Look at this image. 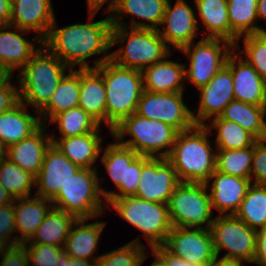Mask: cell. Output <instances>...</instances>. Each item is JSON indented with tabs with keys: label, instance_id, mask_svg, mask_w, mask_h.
I'll list each match as a JSON object with an SVG mask.
<instances>
[{
	"label": "cell",
	"instance_id": "obj_47",
	"mask_svg": "<svg viewBox=\"0 0 266 266\" xmlns=\"http://www.w3.org/2000/svg\"><path fill=\"white\" fill-rule=\"evenodd\" d=\"M9 81L10 79L0 87V114L12 109L20 102L18 88Z\"/></svg>",
	"mask_w": 266,
	"mask_h": 266
},
{
	"label": "cell",
	"instance_id": "obj_14",
	"mask_svg": "<svg viewBox=\"0 0 266 266\" xmlns=\"http://www.w3.org/2000/svg\"><path fill=\"white\" fill-rule=\"evenodd\" d=\"M179 183L174 167L166 158L143 156L140 180L134 196L149 202L168 204Z\"/></svg>",
	"mask_w": 266,
	"mask_h": 266
},
{
	"label": "cell",
	"instance_id": "obj_45",
	"mask_svg": "<svg viewBox=\"0 0 266 266\" xmlns=\"http://www.w3.org/2000/svg\"><path fill=\"white\" fill-rule=\"evenodd\" d=\"M17 232L15 225L14 202L0 206V238L10 242V245L17 244V236L11 240V234Z\"/></svg>",
	"mask_w": 266,
	"mask_h": 266
},
{
	"label": "cell",
	"instance_id": "obj_26",
	"mask_svg": "<svg viewBox=\"0 0 266 266\" xmlns=\"http://www.w3.org/2000/svg\"><path fill=\"white\" fill-rule=\"evenodd\" d=\"M78 106L100 125L106 122V88L97 68L80 69V97Z\"/></svg>",
	"mask_w": 266,
	"mask_h": 266
},
{
	"label": "cell",
	"instance_id": "obj_53",
	"mask_svg": "<svg viewBox=\"0 0 266 266\" xmlns=\"http://www.w3.org/2000/svg\"><path fill=\"white\" fill-rule=\"evenodd\" d=\"M210 266H243L242 262L235 261V260H227V259H222L220 258L218 260V257H216Z\"/></svg>",
	"mask_w": 266,
	"mask_h": 266
},
{
	"label": "cell",
	"instance_id": "obj_10",
	"mask_svg": "<svg viewBox=\"0 0 266 266\" xmlns=\"http://www.w3.org/2000/svg\"><path fill=\"white\" fill-rule=\"evenodd\" d=\"M210 231L216 257L220 251L229 252L222 259L252 263L256 251V230L250 228L235 215H219L214 218Z\"/></svg>",
	"mask_w": 266,
	"mask_h": 266
},
{
	"label": "cell",
	"instance_id": "obj_19",
	"mask_svg": "<svg viewBox=\"0 0 266 266\" xmlns=\"http://www.w3.org/2000/svg\"><path fill=\"white\" fill-rule=\"evenodd\" d=\"M55 21L51 0H14L11 4L10 23L26 31H37L36 41L43 45V40L49 33L52 23Z\"/></svg>",
	"mask_w": 266,
	"mask_h": 266
},
{
	"label": "cell",
	"instance_id": "obj_24",
	"mask_svg": "<svg viewBox=\"0 0 266 266\" xmlns=\"http://www.w3.org/2000/svg\"><path fill=\"white\" fill-rule=\"evenodd\" d=\"M26 104L20 101L12 109L0 114V143L5 149L29 137L46 123L30 115Z\"/></svg>",
	"mask_w": 266,
	"mask_h": 266
},
{
	"label": "cell",
	"instance_id": "obj_36",
	"mask_svg": "<svg viewBox=\"0 0 266 266\" xmlns=\"http://www.w3.org/2000/svg\"><path fill=\"white\" fill-rule=\"evenodd\" d=\"M209 120L210 126L205 127L211 131L217 129L216 150H235L245 147H252L258 141L251 133L239 124L221 119L219 116Z\"/></svg>",
	"mask_w": 266,
	"mask_h": 266
},
{
	"label": "cell",
	"instance_id": "obj_20",
	"mask_svg": "<svg viewBox=\"0 0 266 266\" xmlns=\"http://www.w3.org/2000/svg\"><path fill=\"white\" fill-rule=\"evenodd\" d=\"M231 53L226 66L233 77L234 98L237 101L266 106V80L246 60L238 59V54ZM238 67H237V66Z\"/></svg>",
	"mask_w": 266,
	"mask_h": 266
},
{
	"label": "cell",
	"instance_id": "obj_49",
	"mask_svg": "<svg viewBox=\"0 0 266 266\" xmlns=\"http://www.w3.org/2000/svg\"><path fill=\"white\" fill-rule=\"evenodd\" d=\"M252 263L266 266V228L256 232V251Z\"/></svg>",
	"mask_w": 266,
	"mask_h": 266
},
{
	"label": "cell",
	"instance_id": "obj_29",
	"mask_svg": "<svg viewBox=\"0 0 266 266\" xmlns=\"http://www.w3.org/2000/svg\"><path fill=\"white\" fill-rule=\"evenodd\" d=\"M14 199L15 225L21 237H17V244L28 242L35 234L39 225L44 221L45 216L53 207L51 200L35 195ZM20 201L19 204L16 203ZM49 206L47 203H49ZM16 203V204H15ZM47 205V206H46Z\"/></svg>",
	"mask_w": 266,
	"mask_h": 266
},
{
	"label": "cell",
	"instance_id": "obj_39",
	"mask_svg": "<svg viewBox=\"0 0 266 266\" xmlns=\"http://www.w3.org/2000/svg\"><path fill=\"white\" fill-rule=\"evenodd\" d=\"M50 122H58L60 138L84 135L100 127V124L79 106L58 113Z\"/></svg>",
	"mask_w": 266,
	"mask_h": 266
},
{
	"label": "cell",
	"instance_id": "obj_28",
	"mask_svg": "<svg viewBox=\"0 0 266 266\" xmlns=\"http://www.w3.org/2000/svg\"><path fill=\"white\" fill-rule=\"evenodd\" d=\"M100 129L84 135L60 138V141L51 136L54 144L71 162L80 168L94 169L93 164L102 152V137L98 135Z\"/></svg>",
	"mask_w": 266,
	"mask_h": 266
},
{
	"label": "cell",
	"instance_id": "obj_3",
	"mask_svg": "<svg viewBox=\"0 0 266 266\" xmlns=\"http://www.w3.org/2000/svg\"><path fill=\"white\" fill-rule=\"evenodd\" d=\"M211 132L205 125H194L178 133L166 159L180 182L206 183L216 170V150L213 152L208 139Z\"/></svg>",
	"mask_w": 266,
	"mask_h": 266
},
{
	"label": "cell",
	"instance_id": "obj_5",
	"mask_svg": "<svg viewBox=\"0 0 266 266\" xmlns=\"http://www.w3.org/2000/svg\"><path fill=\"white\" fill-rule=\"evenodd\" d=\"M112 26L111 46L126 44L111 54V60L122 67L143 71L146 67L168 58L169 45L158 30Z\"/></svg>",
	"mask_w": 266,
	"mask_h": 266
},
{
	"label": "cell",
	"instance_id": "obj_12",
	"mask_svg": "<svg viewBox=\"0 0 266 266\" xmlns=\"http://www.w3.org/2000/svg\"><path fill=\"white\" fill-rule=\"evenodd\" d=\"M101 161L121 194L107 192V198H120L136 194L143 166V156L119 143H110Z\"/></svg>",
	"mask_w": 266,
	"mask_h": 266
},
{
	"label": "cell",
	"instance_id": "obj_30",
	"mask_svg": "<svg viewBox=\"0 0 266 266\" xmlns=\"http://www.w3.org/2000/svg\"><path fill=\"white\" fill-rule=\"evenodd\" d=\"M87 220L88 219L81 218L75 221V229H73L74 226H72L63 249L66 254L72 258L84 260L92 258V262H96L100 257L96 256L93 258L91 256H93V253H95L97 249L105 222L85 224Z\"/></svg>",
	"mask_w": 266,
	"mask_h": 266
},
{
	"label": "cell",
	"instance_id": "obj_37",
	"mask_svg": "<svg viewBox=\"0 0 266 266\" xmlns=\"http://www.w3.org/2000/svg\"><path fill=\"white\" fill-rule=\"evenodd\" d=\"M230 30L239 38L244 35L266 32L255 26L258 0H227Z\"/></svg>",
	"mask_w": 266,
	"mask_h": 266
},
{
	"label": "cell",
	"instance_id": "obj_4",
	"mask_svg": "<svg viewBox=\"0 0 266 266\" xmlns=\"http://www.w3.org/2000/svg\"><path fill=\"white\" fill-rule=\"evenodd\" d=\"M70 68L53 55L44 45L20 70V101L35 107L37 115L48 105L59 81Z\"/></svg>",
	"mask_w": 266,
	"mask_h": 266
},
{
	"label": "cell",
	"instance_id": "obj_11",
	"mask_svg": "<svg viewBox=\"0 0 266 266\" xmlns=\"http://www.w3.org/2000/svg\"><path fill=\"white\" fill-rule=\"evenodd\" d=\"M232 47L235 45L225 39L202 38L195 45L190 43L182 48L180 51L190 58L189 69H185V79L192 81L197 90L207 85L226 65L229 55L235 51Z\"/></svg>",
	"mask_w": 266,
	"mask_h": 266
},
{
	"label": "cell",
	"instance_id": "obj_13",
	"mask_svg": "<svg viewBox=\"0 0 266 266\" xmlns=\"http://www.w3.org/2000/svg\"><path fill=\"white\" fill-rule=\"evenodd\" d=\"M136 113L167 123L179 132L195 125L192 111L183 102V92L155 93L143 90Z\"/></svg>",
	"mask_w": 266,
	"mask_h": 266
},
{
	"label": "cell",
	"instance_id": "obj_35",
	"mask_svg": "<svg viewBox=\"0 0 266 266\" xmlns=\"http://www.w3.org/2000/svg\"><path fill=\"white\" fill-rule=\"evenodd\" d=\"M234 215L256 231L266 228V185L251 184Z\"/></svg>",
	"mask_w": 266,
	"mask_h": 266
},
{
	"label": "cell",
	"instance_id": "obj_1",
	"mask_svg": "<svg viewBox=\"0 0 266 266\" xmlns=\"http://www.w3.org/2000/svg\"><path fill=\"white\" fill-rule=\"evenodd\" d=\"M56 25L54 21L43 45L70 69L77 64L80 69L92 68L86 59L106 53L112 47V22L109 16L98 22L74 24L61 29Z\"/></svg>",
	"mask_w": 266,
	"mask_h": 266
},
{
	"label": "cell",
	"instance_id": "obj_46",
	"mask_svg": "<svg viewBox=\"0 0 266 266\" xmlns=\"http://www.w3.org/2000/svg\"><path fill=\"white\" fill-rule=\"evenodd\" d=\"M2 256L0 266H30L24 244L12 245Z\"/></svg>",
	"mask_w": 266,
	"mask_h": 266
},
{
	"label": "cell",
	"instance_id": "obj_55",
	"mask_svg": "<svg viewBox=\"0 0 266 266\" xmlns=\"http://www.w3.org/2000/svg\"><path fill=\"white\" fill-rule=\"evenodd\" d=\"M257 18H261V19L266 20V0H258Z\"/></svg>",
	"mask_w": 266,
	"mask_h": 266
},
{
	"label": "cell",
	"instance_id": "obj_32",
	"mask_svg": "<svg viewBox=\"0 0 266 266\" xmlns=\"http://www.w3.org/2000/svg\"><path fill=\"white\" fill-rule=\"evenodd\" d=\"M77 219L73 214L52 207L33 237L25 243L49 244L63 248Z\"/></svg>",
	"mask_w": 266,
	"mask_h": 266
},
{
	"label": "cell",
	"instance_id": "obj_17",
	"mask_svg": "<svg viewBox=\"0 0 266 266\" xmlns=\"http://www.w3.org/2000/svg\"><path fill=\"white\" fill-rule=\"evenodd\" d=\"M81 168L71 162L54 144L46 150L43 164L36 176L37 196L51 200L59 189Z\"/></svg>",
	"mask_w": 266,
	"mask_h": 266
},
{
	"label": "cell",
	"instance_id": "obj_31",
	"mask_svg": "<svg viewBox=\"0 0 266 266\" xmlns=\"http://www.w3.org/2000/svg\"><path fill=\"white\" fill-rule=\"evenodd\" d=\"M203 25L209 31L205 38H221L238 47L239 38L230 30L227 0H195Z\"/></svg>",
	"mask_w": 266,
	"mask_h": 266
},
{
	"label": "cell",
	"instance_id": "obj_18",
	"mask_svg": "<svg viewBox=\"0 0 266 266\" xmlns=\"http://www.w3.org/2000/svg\"><path fill=\"white\" fill-rule=\"evenodd\" d=\"M193 11L184 0H177L173 7L168 0L161 23V25L166 26L164 31L158 30L166 43H170L181 50L193 42L199 29Z\"/></svg>",
	"mask_w": 266,
	"mask_h": 266
},
{
	"label": "cell",
	"instance_id": "obj_15",
	"mask_svg": "<svg viewBox=\"0 0 266 266\" xmlns=\"http://www.w3.org/2000/svg\"><path fill=\"white\" fill-rule=\"evenodd\" d=\"M172 227L163 246L187 262L211 264L216 258L210 229Z\"/></svg>",
	"mask_w": 266,
	"mask_h": 266
},
{
	"label": "cell",
	"instance_id": "obj_54",
	"mask_svg": "<svg viewBox=\"0 0 266 266\" xmlns=\"http://www.w3.org/2000/svg\"><path fill=\"white\" fill-rule=\"evenodd\" d=\"M14 198L0 184V206L13 203Z\"/></svg>",
	"mask_w": 266,
	"mask_h": 266
},
{
	"label": "cell",
	"instance_id": "obj_27",
	"mask_svg": "<svg viewBox=\"0 0 266 266\" xmlns=\"http://www.w3.org/2000/svg\"><path fill=\"white\" fill-rule=\"evenodd\" d=\"M9 28L12 26L0 27V65L13 76V71L19 67L21 70L40 47L35 49L34 44L22 37L20 32L27 33L26 30L14 27V31H3Z\"/></svg>",
	"mask_w": 266,
	"mask_h": 266
},
{
	"label": "cell",
	"instance_id": "obj_25",
	"mask_svg": "<svg viewBox=\"0 0 266 266\" xmlns=\"http://www.w3.org/2000/svg\"><path fill=\"white\" fill-rule=\"evenodd\" d=\"M185 65L173 60H162L142 71L143 90L155 93L183 92Z\"/></svg>",
	"mask_w": 266,
	"mask_h": 266
},
{
	"label": "cell",
	"instance_id": "obj_23",
	"mask_svg": "<svg viewBox=\"0 0 266 266\" xmlns=\"http://www.w3.org/2000/svg\"><path fill=\"white\" fill-rule=\"evenodd\" d=\"M167 2L168 0H119L113 14L109 15L110 21L112 26H126L120 17L123 12L149 22L146 24V21L138 22L132 19L130 27L159 30L158 26H161Z\"/></svg>",
	"mask_w": 266,
	"mask_h": 266
},
{
	"label": "cell",
	"instance_id": "obj_48",
	"mask_svg": "<svg viewBox=\"0 0 266 266\" xmlns=\"http://www.w3.org/2000/svg\"><path fill=\"white\" fill-rule=\"evenodd\" d=\"M152 255L157 256L165 266H210V264H196L187 262L168 251L163 245L151 249Z\"/></svg>",
	"mask_w": 266,
	"mask_h": 266
},
{
	"label": "cell",
	"instance_id": "obj_33",
	"mask_svg": "<svg viewBox=\"0 0 266 266\" xmlns=\"http://www.w3.org/2000/svg\"><path fill=\"white\" fill-rule=\"evenodd\" d=\"M265 115L266 106H256L233 100L225 107L219 117L239 124L257 140H266Z\"/></svg>",
	"mask_w": 266,
	"mask_h": 266
},
{
	"label": "cell",
	"instance_id": "obj_42",
	"mask_svg": "<svg viewBox=\"0 0 266 266\" xmlns=\"http://www.w3.org/2000/svg\"><path fill=\"white\" fill-rule=\"evenodd\" d=\"M245 60L266 80V32L244 35Z\"/></svg>",
	"mask_w": 266,
	"mask_h": 266
},
{
	"label": "cell",
	"instance_id": "obj_59",
	"mask_svg": "<svg viewBox=\"0 0 266 266\" xmlns=\"http://www.w3.org/2000/svg\"><path fill=\"white\" fill-rule=\"evenodd\" d=\"M5 151L6 149L0 143V161L5 157Z\"/></svg>",
	"mask_w": 266,
	"mask_h": 266
},
{
	"label": "cell",
	"instance_id": "obj_56",
	"mask_svg": "<svg viewBox=\"0 0 266 266\" xmlns=\"http://www.w3.org/2000/svg\"><path fill=\"white\" fill-rule=\"evenodd\" d=\"M11 78L12 75L2 65H0V87Z\"/></svg>",
	"mask_w": 266,
	"mask_h": 266
},
{
	"label": "cell",
	"instance_id": "obj_16",
	"mask_svg": "<svg viewBox=\"0 0 266 266\" xmlns=\"http://www.w3.org/2000/svg\"><path fill=\"white\" fill-rule=\"evenodd\" d=\"M198 90H200L199 110L196 116L192 111V118L195 125H205L207 118L219 116L225 107L235 100L231 70L225 65L207 85Z\"/></svg>",
	"mask_w": 266,
	"mask_h": 266
},
{
	"label": "cell",
	"instance_id": "obj_2",
	"mask_svg": "<svg viewBox=\"0 0 266 266\" xmlns=\"http://www.w3.org/2000/svg\"><path fill=\"white\" fill-rule=\"evenodd\" d=\"M106 88V123L110 131L137 110L143 92L142 71L125 68L111 60V54L95 60Z\"/></svg>",
	"mask_w": 266,
	"mask_h": 266
},
{
	"label": "cell",
	"instance_id": "obj_7",
	"mask_svg": "<svg viewBox=\"0 0 266 266\" xmlns=\"http://www.w3.org/2000/svg\"><path fill=\"white\" fill-rule=\"evenodd\" d=\"M97 169L81 168L51 199L53 207L73 214L78 219H91L102 214V196L107 191L99 186Z\"/></svg>",
	"mask_w": 266,
	"mask_h": 266
},
{
	"label": "cell",
	"instance_id": "obj_50",
	"mask_svg": "<svg viewBox=\"0 0 266 266\" xmlns=\"http://www.w3.org/2000/svg\"><path fill=\"white\" fill-rule=\"evenodd\" d=\"M95 263L96 262L91 263L89 260L72 258L63 251L59 255V259L56 264L57 266H95Z\"/></svg>",
	"mask_w": 266,
	"mask_h": 266
},
{
	"label": "cell",
	"instance_id": "obj_52",
	"mask_svg": "<svg viewBox=\"0 0 266 266\" xmlns=\"http://www.w3.org/2000/svg\"><path fill=\"white\" fill-rule=\"evenodd\" d=\"M11 4L9 0H0V27L7 26L10 23Z\"/></svg>",
	"mask_w": 266,
	"mask_h": 266
},
{
	"label": "cell",
	"instance_id": "obj_40",
	"mask_svg": "<svg viewBox=\"0 0 266 266\" xmlns=\"http://www.w3.org/2000/svg\"><path fill=\"white\" fill-rule=\"evenodd\" d=\"M253 146L235 150H216V170L240 178L250 179Z\"/></svg>",
	"mask_w": 266,
	"mask_h": 266
},
{
	"label": "cell",
	"instance_id": "obj_41",
	"mask_svg": "<svg viewBox=\"0 0 266 266\" xmlns=\"http://www.w3.org/2000/svg\"><path fill=\"white\" fill-rule=\"evenodd\" d=\"M144 248L136 238L116 250L100 255L95 266H141L147 258Z\"/></svg>",
	"mask_w": 266,
	"mask_h": 266
},
{
	"label": "cell",
	"instance_id": "obj_38",
	"mask_svg": "<svg viewBox=\"0 0 266 266\" xmlns=\"http://www.w3.org/2000/svg\"><path fill=\"white\" fill-rule=\"evenodd\" d=\"M0 184L14 198L29 197L36 176L23 170L6 156L0 161Z\"/></svg>",
	"mask_w": 266,
	"mask_h": 266
},
{
	"label": "cell",
	"instance_id": "obj_6",
	"mask_svg": "<svg viewBox=\"0 0 266 266\" xmlns=\"http://www.w3.org/2000/svg\"><path fill=\"white\" fill-rule=\"evenodd\" d=\"M110 133L120 141L119 144L133 149L141 156L156 157L157 155V157L167 158L179 131L167 123L147 119L135 112L123 119ZM127 134L133 138L123 141ZM168 147V150L159 152Z\"/></svg>",
	"mask_w": 266,
	"mask_h": 266
},
{
	"label": "cell",
	"instance_id": "obj_44",
	"mask_svg": "<svg viewBox=\"0 0 266 266\" xmlns=\"http://www.w3.org/2000/svg\"><path fill=\"white\" fill-rule=\"evenodd\" d=\"M266 140H258L253 146V159L250 180L259 185H266ZM252 175V176H251Z\"/></svg>",
	"mask_w": 266,
	"mask_h": 266
},
{
	"label": "cell",
	"instance_id": "obj_22",
	"mask_svg": "<svg viewBox=\"0 0 266 266\" xmlns=\"http://www.w3.org/2000/svg\"><path fill=\"white\" fill-rule=\"evenodd\" d=\"M42 124L29 137L10 145L5 156L23 170L37 176L41 170L46 150L52 144L51 136L44 135L46 126Z\"/></svg>",
	"mask_w": 266,
	"mask_h": 266
},
{
	"label": "cell",
	"instance_id": "obj_57",
	"mask_svg": "<svg viewBox=\"0 0 266 266\" xmlns=\"http://www.w3.org/2000/svg\"><path fill=\"white\" fill-rule=\"evenodd\" d=\"M11 247L10 242L0 238V255L2 256Z\"/></svg>",
	"mask_w": 266,
	"mask_h": 266
},
{
	"label": "cell",
	"instance_id": "obj_8",
	"mask_svg": "<svg viewBox=\"0 0 266 266\" xmlns=\"http://www.w3.org/2000/svg\"><path fill=\"white\" fill-rule=\"evenodd\" d=\"M123 219L143 232L151 248L161 246L172 230L168 204L149 202L136 196L107 198Z\"/></svg>",
	"mask_w": 266,
	"mask_h": 266
},
{
	"label": "cell",
	"instance_id": "obj_58",
	"mask_svg": "<svg viewBox=\"0 0 266 266\" xmlns=\"http://www.w3.org/2000/svg\"><path fill=\"white\" fill-rule=\"evenodd\" d=\"M152 257H155V261L151 264V266H165V264L155 255Z\"/></svg>",
	"mask_w": 266,
	"mask_h": 266
},
{
	"label": "cell",
	"instance_id": "obj_51",
	"mask_svg": "<svg viewBox=\"0 0 266 266\" xmlns=\"http://www.w3.org/2000/svg\"><path fill=\"white\" fill-rule=\"evenodd\" d=\"M107 1L109 2V0H87L90 20L93 19L94 15L99 11V9H101L102 5L105 4ZM118 3L119 0H111V3L108 5L107 12H113Z\"/></svg>",
	"mask_w": 266,
	"mask_h": 266
},
{
	"label": "cell",
	"instance_id": "obj_34",
	"mask_svg": "<svg viewBox=\"0 0 266 266\" xmlns=\"http://www.w3.org/2000/svg\"><path fill=\"white\" fill-rule=\"evenodd\" d=\"M59 81L57 89L50 98L48 105L39 113L41 116H50V119L58 113L77 107L80 97V69H70Z\"/></svg>",
	"mask_w": 266,
	"mask_h": 266
},
{
	"label": "cell",
	"instance_id": "obj_21",
	"mask_svg": "<svg viewBox=\"0 0 266 266\" xmlns=\"http://www.w3.org/2000/svg\"><path fill=\"white\" fill-rule=\"evenodd\" d=\"M210 179H213L210 200L212 208H216L220 215H234L240 207L249 186L252 184L248 178H240L215 170L206 182L209 188Z\"/></svg>",
	"mask_w": 266,
	"mask_h": 266
},
{
	"label": "cell",
	"instance_id": "obj_43",
	"mask_svg": "<svg viewBox=\"0 0 266 266\" xmlns=\"http://www.w3.org/2000/svg\"><path fill=\"white\" fill-rule=\"evenodd\" d=\"M27 250L29 263L33 266H57L63 248L41 243H23ZM28 245V246H27Z\"/></svg>",
	"mask_w": 266,
	"mask_h": 266
},
{
	"label": "cell",
	"instance_id": "obj_9",
	"mask_svg": "<svg viewBox=\"0 0 266 266\" xmlns=\"http://www.w3.org/2000/svg\"><path fill=\"white\" fill-rule=\"evenodd\" d=\"M206 183L180 182L168 202L169 217L173 227L210 229L212 204Z\"/></svg>",
	"mask_w": 266,
	"mask_h": 266
}]
</instances>
